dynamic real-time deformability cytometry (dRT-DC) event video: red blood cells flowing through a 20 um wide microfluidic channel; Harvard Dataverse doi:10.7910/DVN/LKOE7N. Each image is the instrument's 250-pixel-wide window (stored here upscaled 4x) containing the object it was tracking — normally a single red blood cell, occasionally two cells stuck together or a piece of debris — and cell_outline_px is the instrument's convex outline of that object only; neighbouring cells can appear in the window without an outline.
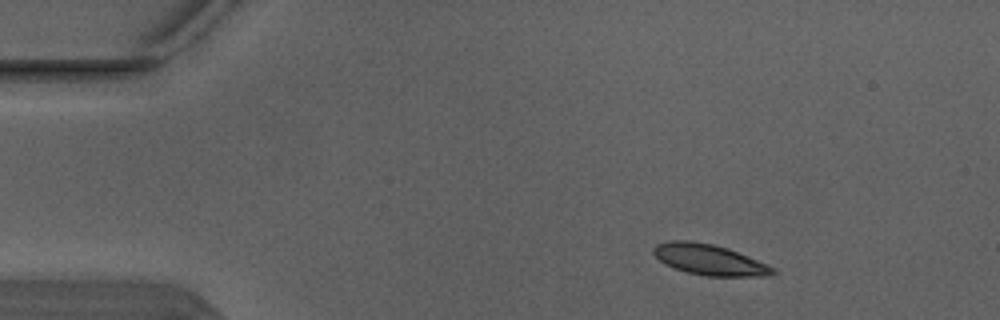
{"species": "Egyptian fruit bat (a non-hibernating species)", "species_latin": "Rousettus aegyptiacus", "temperature_condition": "warm", "stored_images_in_passage": 4, "camera_frame_rate_fps": 3000, "um_per_image_px": 0.085, "animal": {"sex": "male"}, "frame": {"image": 1, "passage_image": 2, "time_ms": 0.333, "image_size_px": [1000, 320], "cell_outline_px": [[780, 272], [768, 276], [708, 276], [684, 272], [664, 264], [652, 252], [652, 248], [656, 244], [672, 240], [688, 240], [712, 244], [728, 248], [776, 268]], "centroid_in_image_um": [60.3, 22.08], "position_along_channel_um": 24.7, "area_um2": 21.5}}